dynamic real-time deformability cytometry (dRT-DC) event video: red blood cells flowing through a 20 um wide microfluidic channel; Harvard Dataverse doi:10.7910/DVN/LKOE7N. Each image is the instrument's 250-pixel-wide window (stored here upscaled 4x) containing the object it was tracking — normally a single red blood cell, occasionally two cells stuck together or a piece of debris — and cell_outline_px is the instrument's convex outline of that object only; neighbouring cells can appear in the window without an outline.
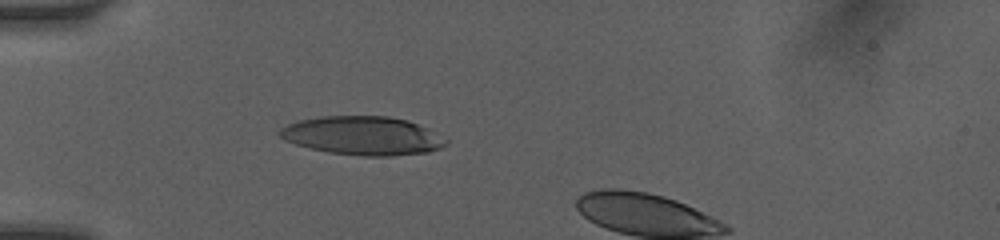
{"species": "human", "species_latin": "Homo sapiens", "temperature_condition": "room temperature", "stored_images_in_passage": 12, "camera_frame_rate_fps": 3000, "um_per_image_px": 0.085, "donor": {"sex": "female"}, "frame": {"image": 1, "passage_image": 9, "time_ms": 4.667, "image_size_px": [1000, 240], "cell_outline_px": [[448, 144], [440, 148], [428, 152], [392, 156], [364, 156], [328, 152], [296, 144], [284, 140], [280, 136], [280, 132], [288, 124], [300, 120], [320, 116], [388, 116], [408, 120], [448, 136]], "centroid_in_image_um": [30.93, 11.53], "position_along_channel_um": 54.1, "area_um2": 37.57}}
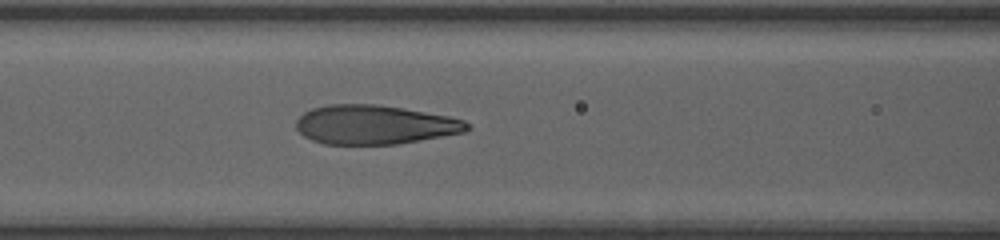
{"frame": {"image": 2, "passage_image": 12, "time_ms": 7.0, "image_size_px": [1000, 240], "cell_outline_px": [[472, 128], [464, 132], [396, 144], [324, 144], [312, 140], [304, 136], [296, 128], [296, 120], [304, 112], [312, 108], [328, 104], [376, 104], [448, 116], [464, 120]], "centroid_in_image_um": [31.81, 10.6], "position_along_channel_um": 134.8, "area_um2": 38.73}}